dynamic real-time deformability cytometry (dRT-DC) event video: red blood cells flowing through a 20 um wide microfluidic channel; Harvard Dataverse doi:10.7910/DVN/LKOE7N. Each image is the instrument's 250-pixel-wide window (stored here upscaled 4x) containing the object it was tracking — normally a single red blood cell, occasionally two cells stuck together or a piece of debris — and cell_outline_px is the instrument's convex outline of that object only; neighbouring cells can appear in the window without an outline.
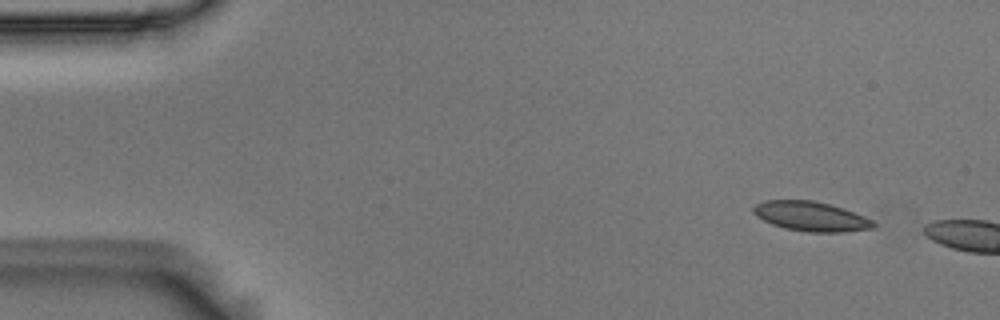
{"species": "Egyptian fruit bat (a non-hibernating species)", "species_latin": "Rousettus aegyptiacus", "temperature_condition": "room temperature", "stored_images_in_passage": 3, "camera_frame_rate_fps": 3000, "um_per_image_px": 0.085, "animal": {"sex": "male"}, "frame": {"image": 1, "passage_image": 1, "time_ms": 0.0, "image_size_px": [1000, 320], "cell_outline_px": [[876, 228], [844, 232], [808, 232], [784, 228], [772, 224], [756, 216], [752, 212], [752, 208], [756, 204], [764, 200], [812, 200], [844, 208], [864, 216], [872, 220], [876, 224]], "centroid_in_image_um": [68.94, 18.39], "position_along_channel_um": 16.1, "area_um2": 20.81}}